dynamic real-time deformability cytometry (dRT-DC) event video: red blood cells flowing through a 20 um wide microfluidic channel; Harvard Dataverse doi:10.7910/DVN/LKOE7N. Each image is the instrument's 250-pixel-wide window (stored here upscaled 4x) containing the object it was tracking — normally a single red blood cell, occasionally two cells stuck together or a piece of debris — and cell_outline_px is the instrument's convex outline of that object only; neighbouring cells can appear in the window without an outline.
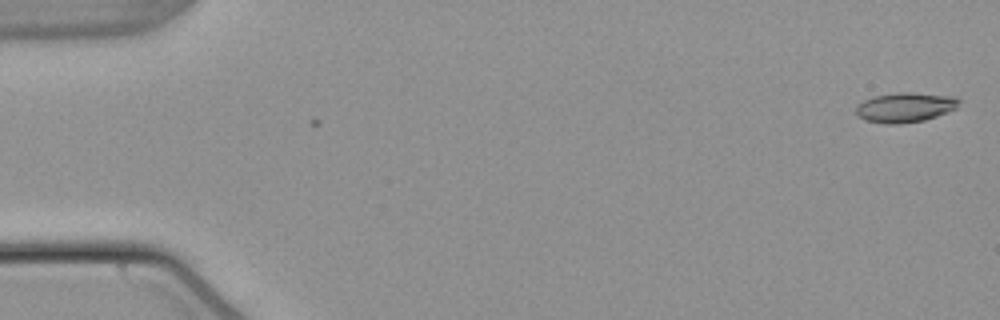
{"species": "common noctule bat (a hibernating species)", "species_latin": "Nyctalus noctula", "temperature_condition": "warm", "stored_images_in_passage": 6, "camera_frame_rate_fps": 3000, "um_per_image_px": 0.085, "animal": {"sex": "male", "body_mass_g": 21.5, "forearm_length_mm": 52.0}, "frame": {"image": 1, "passage_image": 6, "time_ms": 1.667, "image_size_px": [1000, 320], "cell_outline_px": [[960, 100], [956, 108], [948, 112], [924, 120], [900, 124], [884, 124], [864, 120], [856, 112], [856, 108], [864, 100], [872, 96], [900, 92], [908, 92], [956, 96]], "centroid_in_image_um": [76.95, 9.12], "position_along_channel_um": 8.0, "area_um2": 17.86}}